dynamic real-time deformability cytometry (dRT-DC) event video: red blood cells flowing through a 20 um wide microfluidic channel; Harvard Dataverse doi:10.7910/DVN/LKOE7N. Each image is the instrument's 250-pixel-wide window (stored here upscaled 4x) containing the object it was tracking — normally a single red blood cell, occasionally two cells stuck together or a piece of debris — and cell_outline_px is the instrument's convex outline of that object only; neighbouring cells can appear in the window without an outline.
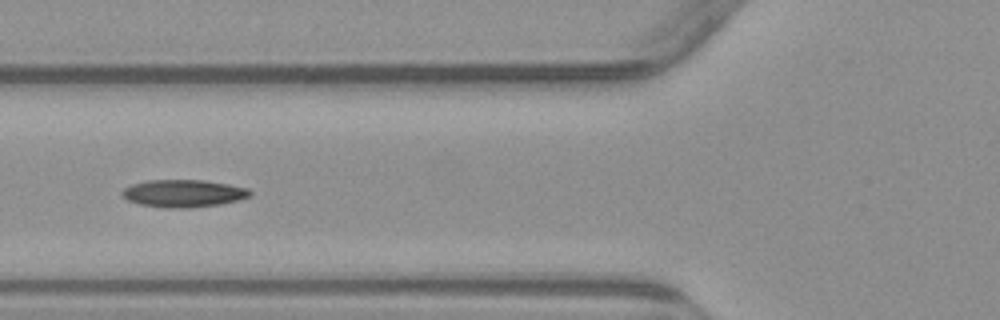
{"species": "common noctule bat (a hibernating species)", "species_latin": "Nyctalus noctula", "temperature_condition": "warm", "stored_images_in_passage": 8, "camera_frame_rate_fps": 3000, "um_per_image_px": 0.085, "animal": {"sex": "male", "body_mass_g": 23.1, "forearm_length_mm": 52.7}, "frame": {"image": 1, "passage_image": 6, "time_ms": 6.0, "image_size_px": [1000, 320], "cell_outline_px": [[252, 196], [240, 200], [220, 204], [188, 208], [164, 208], [140, 204], [128, 200], [120, 192], [124, 188], [132, 184], [148, 180], [204, 180], [228, 184], [248, 188], [252, 192]], "centroid_in_image_um": [15.63, 16.44], "position_along_channel_um": 110.2, "area_um2": 20.58}}
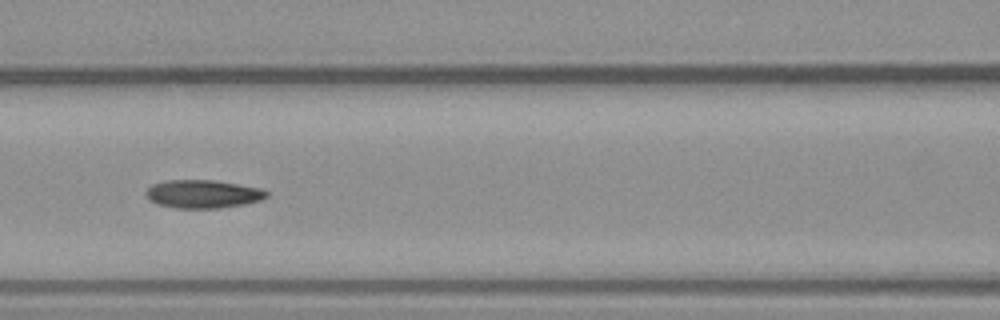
{"frame": {"image": 2, "passage_image": 7, "time_ms": 7.0, "image_size_px": [1000, 320], "cell_outline_px": [[268, 196], [260, 200], [244, 204], [220, 208], [176, 208], [160, 204], [148, 200], [144, 192], [152, 184], [164, 180], [216, 180], [260, 188], [268, 192]], "centroid_in_image_um": [17.22, 16.48], "position_along_channel_um": 149.4, "area_um2": 19.88}}
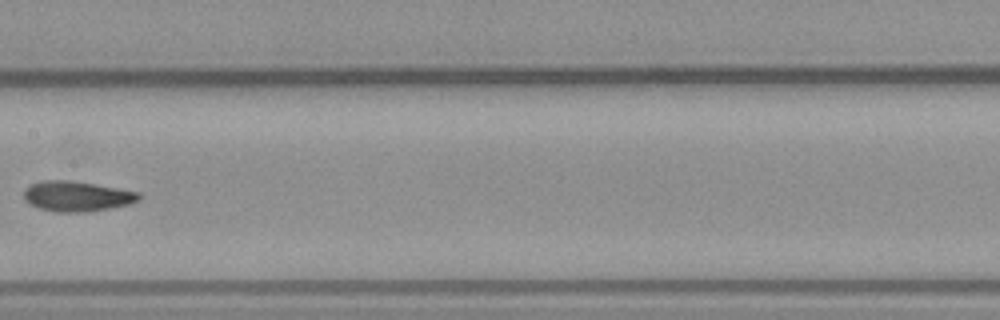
{"frame": {"image": 3, "passage_image": 8, "time_ms": 8.333, "image_size_px": [1000, 320], "cell_outline_px": [[140, 200], [128, 204], [88, 212], [56, 212], [40, 208], [24, 200], [24, 188], [40, 180], [68, 180], [140, 192]], "centroid_in_image_um": [6.51, 16.68], "position_along_channel_um": 200.9, "area_um2": 20.06}}